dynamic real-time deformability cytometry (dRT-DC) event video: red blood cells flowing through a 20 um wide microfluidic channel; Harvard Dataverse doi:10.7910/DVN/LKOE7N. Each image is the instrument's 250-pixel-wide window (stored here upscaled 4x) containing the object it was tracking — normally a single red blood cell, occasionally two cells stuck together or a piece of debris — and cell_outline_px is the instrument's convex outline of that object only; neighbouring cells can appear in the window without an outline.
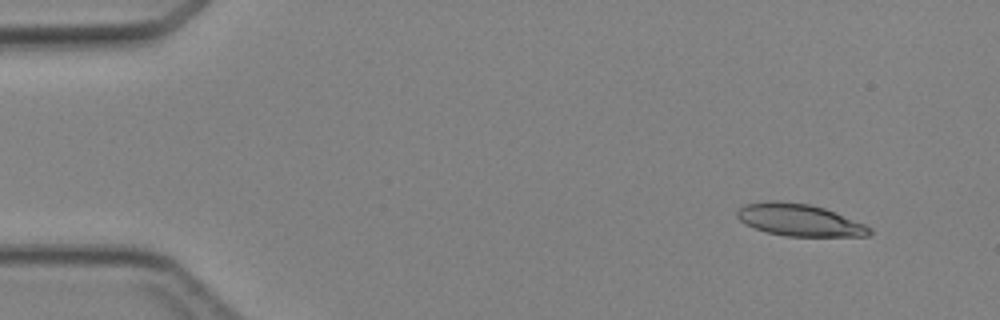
{"species": "Egyptian fruit bat (a non-hibernating species)", "species_latin": "Rousettus aegyptiacus", "temperature_condition": "cold", "stored_images_in_passage": 45, "camera_frame_rate_fps": 3000, "um_per_image_px": 0.085, "animal": {"sex": "female"}, "frame": {"image": 1, "passage_image": 4, "time_ms": 1.0, "image_size_px": [1000, 320], "cell_outline_px": [[872, 232], [868, 236], [784, 236], [768, 232], [744, 224], [736, 216], [736, 212], [744, 204], [772, 200], [780, 200], [808, 204], [824, 208], [864, 224], [872, 228]], "centroid_in_image_um": [67.92, 18.69], "position_along_channel_um": 17.1, "area_um2": 24.68}}
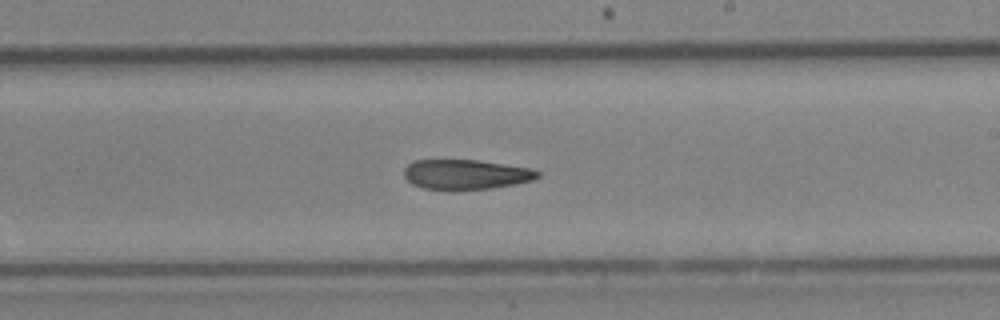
{"frame": {"image": 2, "passage_image": 27, "time_ms": 8.667, "image_size_px": [1000, 320], "cell_outline_px": [[540, 176], [532, 180], [516, 184], [492, 188], [456, 192], [448, 192], [424, 188], [412, 184], [404, 176], [404, 168], [412, 160], [480, 160], [528, 168], [540, 172]], "centroid_in_image_um": [39.55, 14.86], "position_along_channel_um": 249.4, "area_um2": 23.87}}
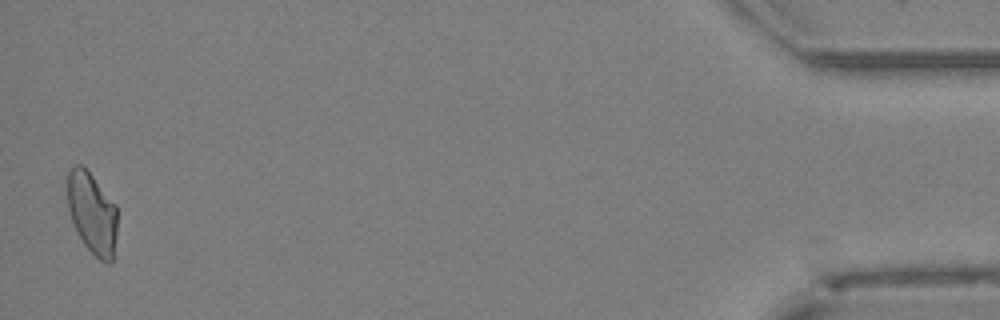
{"frame": {"image": 3, "passage_image": 45, "time_ms": 14.667, "image_size_px": [1000, 320], "cell_outline_px": [[116, 236], [112, 260], [108, 264], [100, 260], [84, 244], [72, 220], [68, 208], [68, 168], [76, 164], [80, 164], [92, 176], [116, 204]], "centroid_in_image_um": [7.83, 18.1], "position_along_channel_um": 427.4, "area_um2": 23.29}}